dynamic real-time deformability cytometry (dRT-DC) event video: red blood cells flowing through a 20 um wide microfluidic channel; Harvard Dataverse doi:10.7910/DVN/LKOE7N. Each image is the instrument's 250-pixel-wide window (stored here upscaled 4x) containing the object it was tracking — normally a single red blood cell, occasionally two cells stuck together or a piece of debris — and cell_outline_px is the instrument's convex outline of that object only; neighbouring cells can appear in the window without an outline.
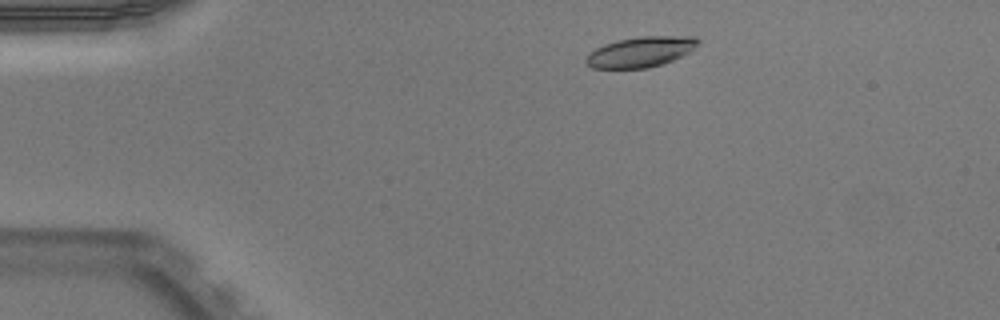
{"species": "Egyptian fruit bat (a non-hibernating species)", "species_latin": "Rousettus aegyptiacus", "temperature_condition": "warm", "stored_images_in_passage": 46, "camera_frame_rate_fps": 3000, "um_per_image_px": 0.085, "animal": {"sex": "male"}, "frame": {"image": 1, "passage_image": 5, "time_ms": 1.333, "image_size_px": [1000, 320], "cell_outline_px": [[700, 40], [688, 52], [672, 60], [648, 68], [592, 68], [584, 60], [596, 48], [604, 44], [616, 40], [640, 36], [696, 36]], "centroid_in_image_um": [54.44, 4.4], "position_along_channel_um": 30.6, "area_um2": 19.54}}
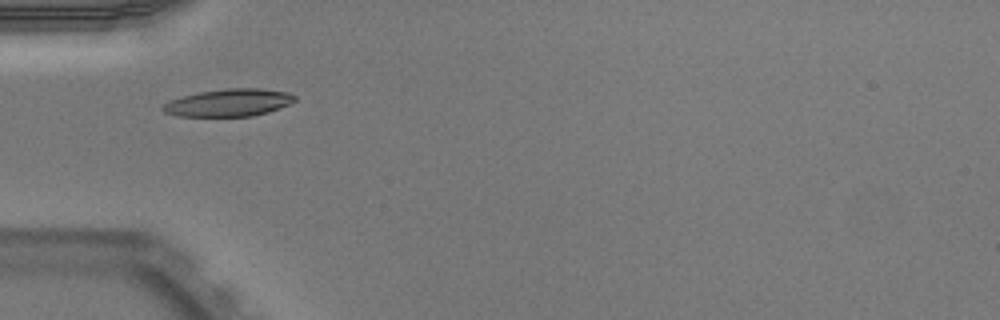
{"frame": {"image": 2, "passage_image": 12, "time_ms": 3.667, "image_size_px": [1000, 320], "cell_outline_px": [[296, 100], [280, 108], [268, 112], [252, 116], [176, 116], [164, 112], [160, 108], [168, 100], [200, 92], [228, 88], [260, 88], [288, 92], [296, 96]], "centroid_in_image_um": [19.44, 8.73], "position_along_channel_um": 65.6, "area_um2": 21.1}}
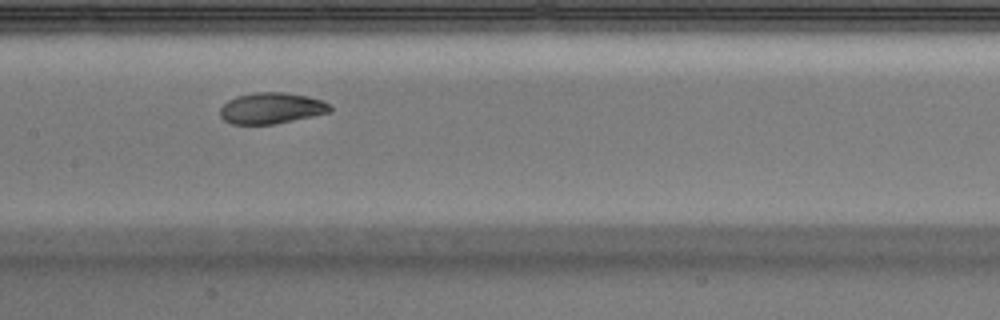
{"frame": {"image": 3, "passage_image": 21, "time_ms": 6.667, "image_size_px": [1000, 320], "cell_outline_px": [[332, 112], [276, 124], [232, 124], [224, 120], [220, 116], [220, 108], [228, 100], [236, 96], [256, 92], [284, 92], [308, 96], [324, 100], [332, 108]], "centroid_in_image_um": [23.09, 9.19], "position_along_channel_um": 184.3, "area_um2": 20.11}, "authors_computed_cell_mechanics": {"area_um2": 20.6346, "velocity_mm_per_s": 3.9613, "shape_relaxation_time_tau1_ms": 2.8558, "shape_relaxation_time_tau2_ms": 1.1607, "deformation_change_tau1": 0.1356, "deformation_change_tau2": 0.0464}}